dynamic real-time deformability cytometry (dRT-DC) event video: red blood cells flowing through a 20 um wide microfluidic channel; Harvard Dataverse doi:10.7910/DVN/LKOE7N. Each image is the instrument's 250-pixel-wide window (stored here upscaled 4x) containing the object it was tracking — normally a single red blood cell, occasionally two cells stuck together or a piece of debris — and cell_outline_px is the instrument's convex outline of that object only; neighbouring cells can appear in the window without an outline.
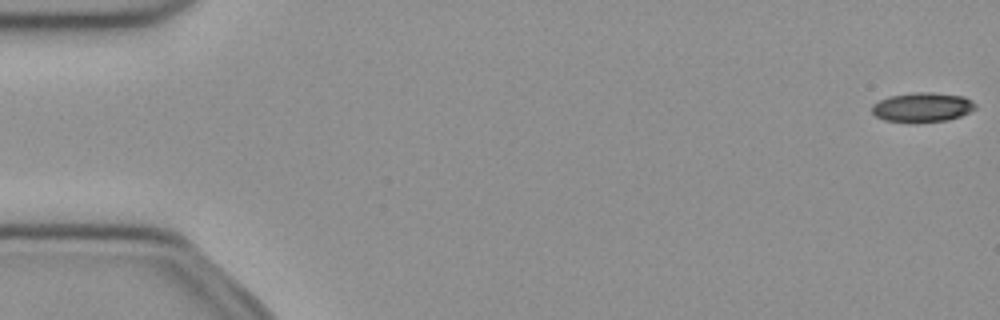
{"species": "common noctule bat (a hibernating species)", "species_latin": "Nyctalus noctula", "temperature_condition": "cold", "stored_images_in_passage": 52, "camera_frame_rate_fps": 3000, "um_per_image_px": 0.085, "animal": {"sex": "female", "body_mass_g": 21.9}, "frame": {"image": 1, "passage_image": 1, "time_ms": 0.0, "image_size_px": [1000, 320], "cell_outline_px": [[976, 108], [960, 116], [948, 120], [884, 120], [876, 116], [872, 112], [872, 104], [888, 96], [912, 92], [932, 92], [964, 96], [972, 100], [976, 104]], "centroid_in_image_um": [78.42, 9.06], "position_along_channel_um": 6.6, "area_um2": 17.28}}
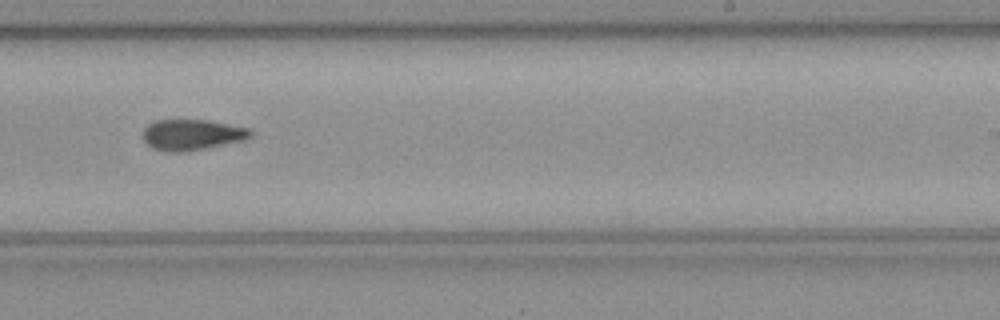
{"frame": {"image": 2, "passage_image": 32, "time_ms": 10.333, "image_size_px": [1000, 320], "cell_outline_px": [[252, 136], [244, 140], [184, 152], [168, 152], [152, 148], [144, 140], [144, 128], [148, 124], [156, 120], [208, 120], [248, 128], [252, 132]], "centroid_in_image_um": [16.3, 11.45], "position_along_channel_um": 272.7, "area_um2": 19.13}}
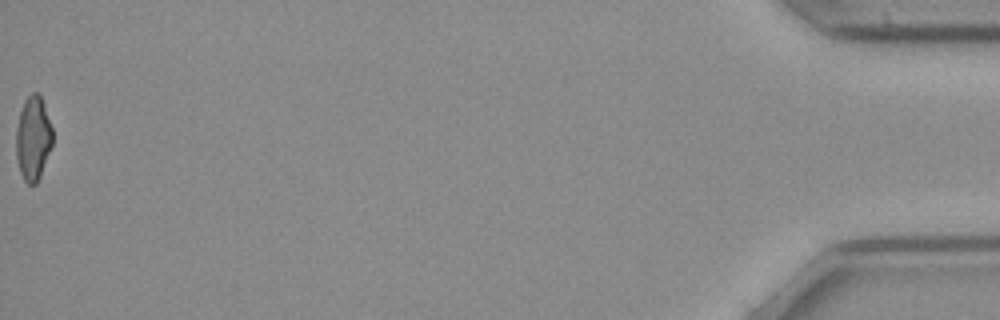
{"frame": {"image": 3, "passage_image": 52, "time_ms": 17.0, "image_size_px": [1000, 320], "cell_outline_px": [[52, 144], [40, 176], [36, 184], [28, 184], [24, 180], [20, 172], [16, 156], [16, 128], [20, 112], [24, 100], [32, 92], [36, 92], [40, 96], [52, 128]], "centroid_in_image_um": [2.8, 11.77], "position_along_channel_um": 432.4, "area_um2": 17.63}}